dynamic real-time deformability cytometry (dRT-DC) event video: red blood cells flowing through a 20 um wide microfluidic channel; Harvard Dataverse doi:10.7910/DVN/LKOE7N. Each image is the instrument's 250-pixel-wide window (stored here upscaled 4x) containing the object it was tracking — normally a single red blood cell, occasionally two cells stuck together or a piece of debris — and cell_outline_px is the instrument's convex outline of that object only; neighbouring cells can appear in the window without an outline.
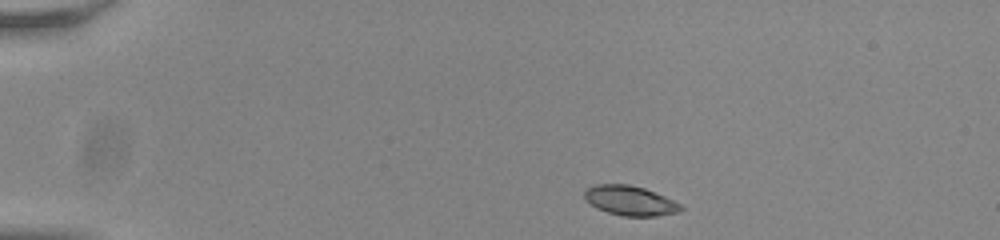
{"species": "common noctule bat (a hibernating species)", "species_latin": "Nyctalus noctula", "temperature_condition": "room temperature", "stored_images_in_passage": 45, "camera_frame_rate_fps": 3000, "um_per_image_px": 0.085, "animal": {"sex": "male", "body_mass_g": 20.0, "forearm_length_mm": 53.3}, "frame": {"image": 1, "passage_image": 1, "time_ms": 0.0, "image_size_px": [1000, 240], "cell_outline_px": [[684, 208], [680, 212], [656, 216], [624, 216], [608, 212], [596, 208], [584, 200], [584, 192], [588, 188], [596, 184], [628, 184], [644, 188], [664, 196], [680, 204]], "centroid_in_image_um": [53.54, 17.06], "position_along_channel_um": 31.5, "area_um2": 16.65}}
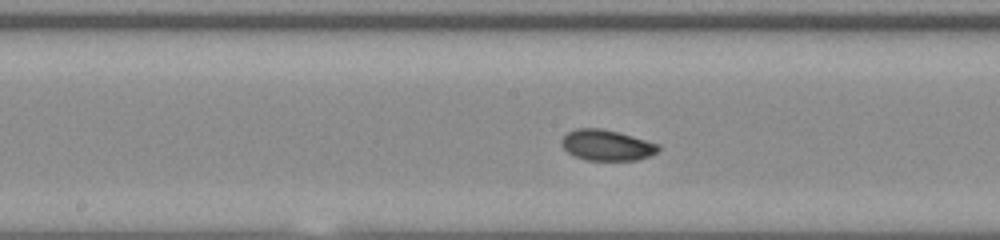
{"frame": {"image": 2, "passage_image": 20, "time_ms": 6.333, "image_size_px": [1000, 240], "cell_outline_px": [[660, 148], [656, 152], [648, 156], [636, 160], [584, 160], [572, 156], [560, 144], [560, 140], [568, 132], [576, 128], [600, 128], [632, 136], [660, 144]], "centroid_in_image_um": [51.53, 12.35], "position_along_channel_um": 196.7, "area_um2": 17.34}}
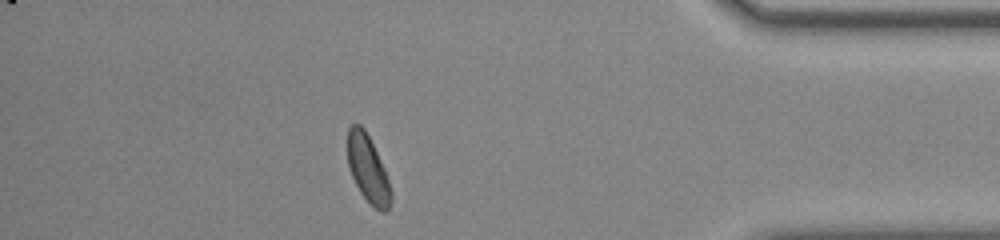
{"frame": {"image": 3, "passage_image": 39, "time_ms": 12.667, "image_size_px": [1000, 240], "cell_outline_px": [[392, 200], [388, 208], [384, 212], [380, 212], [360, 192], [352, 176], [348, 164], [348, 128], [352, 124], [360, 124], [364, 128], [384, 168], [392, 192]], "centroid_in_image_um": [31.27, 14.36], "position_along_channel_um": 403.9, "area_um2": 16.59}, "authors_computed_cell_mechanics": {"area_um2": 17.051, "velocity_mm_per_s": 3.7942, "shape_relaxation_time_tau1_ms": 4.1192, "shape_relaxation_time_tau2_ms": 5.2049, "deformation_change_tau1": 0.1135, "deformation_change_tau2": 0.0776}}